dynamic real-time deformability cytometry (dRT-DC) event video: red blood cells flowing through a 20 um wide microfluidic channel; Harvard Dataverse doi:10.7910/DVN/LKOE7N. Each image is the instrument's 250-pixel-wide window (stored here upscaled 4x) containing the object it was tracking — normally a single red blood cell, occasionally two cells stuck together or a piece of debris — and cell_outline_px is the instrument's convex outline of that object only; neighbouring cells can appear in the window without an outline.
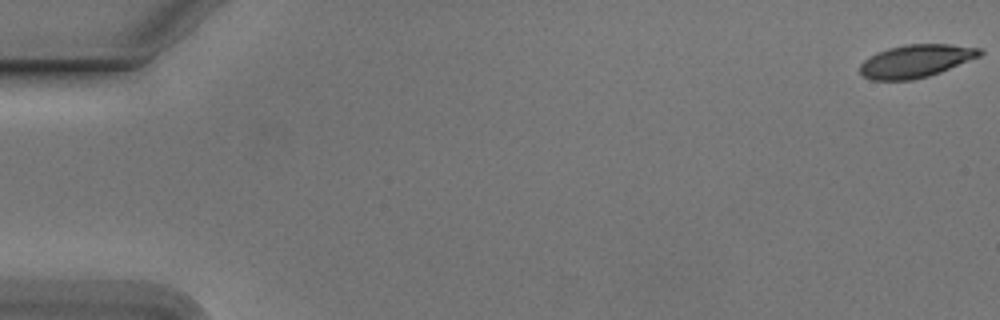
{"species": "Egyptian fruit bat (a non-hibernating species)", "species_latin": "Rousettus aegyptiacus", "temperature_condition": "cold", "stored_images_in_passage": 16, "camera_frame_rate_fps": 3000, "um_per_image_px": 0.085, "animal": {"sex": "male"}, "frame": {"image": 1, "passage_image": 1, "time_ms": 0.0, "image_size_px": [1000, 320], "cell_outline_px": [[984, 52], [980, 56], [940, 72], [928, 76], [912, 80], [872, 80], [864, 76], [860, 72], [860, 64], [868, 56], [876, 52], [888, 48], [904, 44], [948, 44], [980, 48]], "centroid_in_image_um": [77.82, 5.18], "position_along_channel_um": 7.2, "area_um2": 22.95}}
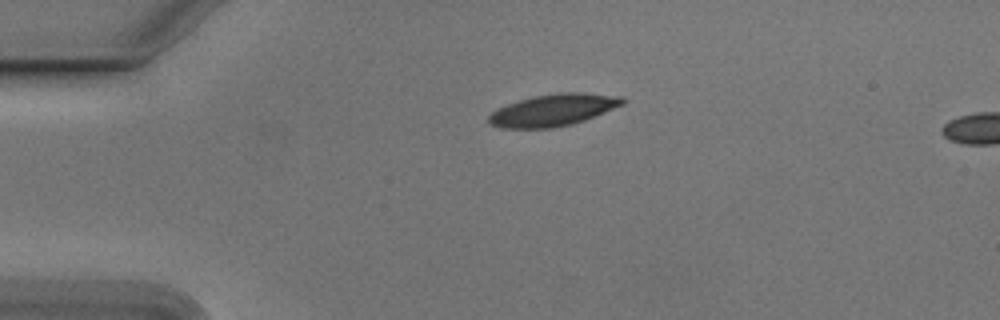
{"frame": {"image": 2, "passage_image": 13, "time_ms": 4.0, "image_size_px": [1000, 320], "cell_outline_px": [[628, 100], [624, 104], [584, 120], [572, 124], [552, 128], [500, 128], [488, 124], [488, 116], [496, 108], [532, 96], [560, 92], [584, 92], [624, 96]], "centroid_in_image_um": [47.04, 9.34], "position_along_channel_um": 38.0, "area_um2": 25.14}}